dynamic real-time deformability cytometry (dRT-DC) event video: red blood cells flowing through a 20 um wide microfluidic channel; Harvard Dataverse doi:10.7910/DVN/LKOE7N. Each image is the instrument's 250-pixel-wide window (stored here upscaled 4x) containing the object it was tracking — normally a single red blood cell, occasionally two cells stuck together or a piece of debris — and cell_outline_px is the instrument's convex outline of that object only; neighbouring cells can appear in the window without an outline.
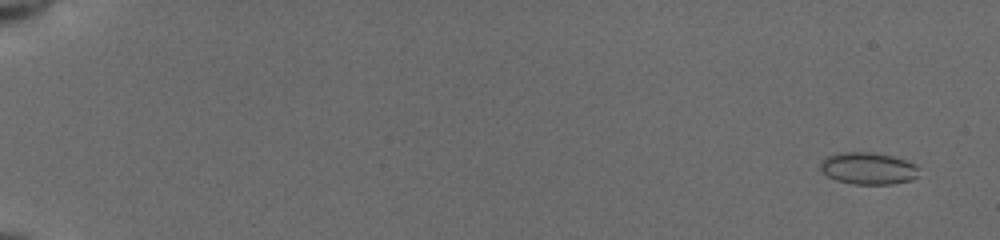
{"species": "common noctule bat (a hibernating species)", "species_latin": "Nyctalus noctula", "temperature_condition": "cold", "stored_images_in_passage": 56, "camera_frame_rate_fps": 3000, "um_per_image_px": 0.085, "animal": {"sex": "female", "body_mass_g": 19.5, "forearm_length_mm": 54.1}, "frame": {"image": 1, "passage_image": 4, "time_ms": 1.0, "image_size_px": [1000, 240], "cell_outline_px": [[916, 176], [912, 180], [892, 184], [852, 184], [836, 180], [828, 176], [820, 168], [820, 160], [836, 152], [872, 152], [892, 156], [916, 164]], "centroid_in_image_um": [73.75, 14.31], "position_along_channel_um": 11.3, "area_um2": 18.32}}
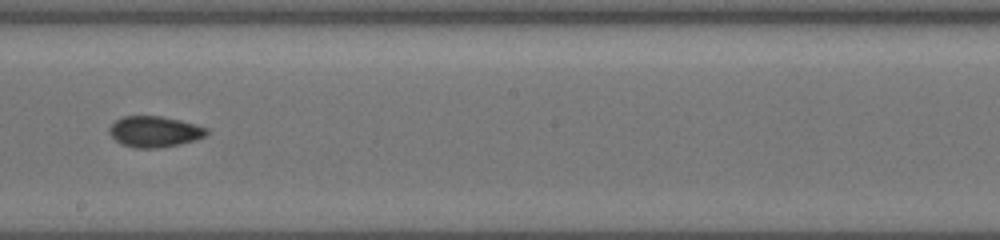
{"frame": {"image": 2, "passage_image": 35, "time_ms": 11.333, "image_size_px": [1000, 240], "cell_outline_px": [[208, 132], [204, 136], [196, 140], [180, 144], [160, 148], [136, 148], [120, 144], [108, 132], [112, 124], [116, 120], [124, 116], [160, 116], [180, 120], [208, 128]], "centroid_in_image_um": [13.14, 11.2], "position_along_channel_um": 235.1, "area_um2": 17.51}}
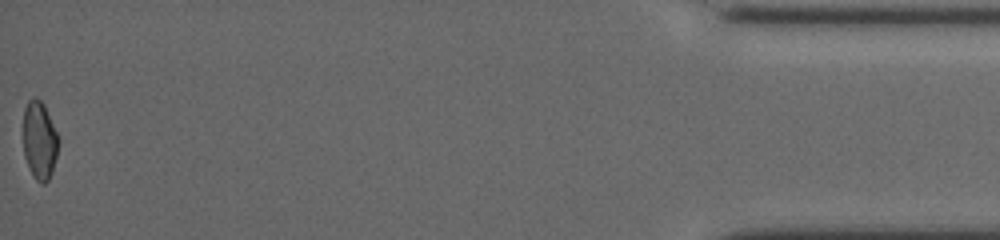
{"frame": {"image": 3, "passage_image": 56, "time_ms": 18.333, "image_size_px": [1000, 240], "cell_outline_px": [[60, 140], [52, 172], [48, 180], [44, 184], [40, 184], [36, 180], [28, 168], [24, 156], [20, 132], [24, 108], [28, 100], [32, 96], [36, 96], [44, 104]], "centroid_in_image_um": [3.3, 11.9], "position_along_channel_um": 431.9, "area_um2": 16.88}, "authors_computed_cell_mechanics": {"area_um2": 17.34, "velocity_mm_per_s": 3.9533, "shape_relaxation_time_tau1_ms": 5.2688, "shape_relaxation_time_tau2_ms": 2.624, "deformation_change_tau1": 0.0897, "deformation_change_tau2": 0.0577}}